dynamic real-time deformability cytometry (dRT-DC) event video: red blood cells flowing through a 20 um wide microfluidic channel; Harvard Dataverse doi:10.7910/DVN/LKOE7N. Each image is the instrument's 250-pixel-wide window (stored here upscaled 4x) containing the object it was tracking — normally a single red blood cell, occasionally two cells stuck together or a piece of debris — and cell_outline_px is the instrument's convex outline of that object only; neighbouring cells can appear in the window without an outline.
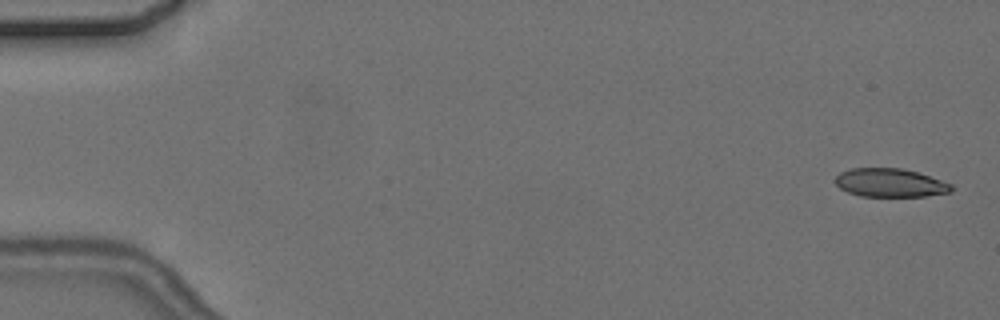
{"species": "common noctule bat (a hibernating species)", "species_latin": "Nyctalus noctula", "temperature_condition": "cold", "stored_images_in_passage": 6, "camera_frame_rate_fps": 3000, "um_per_image_px": 0.085, "animal": {"sex": "female", "body_mass_g": 24.6, "forearm_length_mm": 56.2}, "frame": {"image": 1, "passage_image": 1, "time_ms": 0.0, "image_size_px": [1000, 320], "cell_outline_px": [[956, 188], [952, 192], [924, 196], [860, 196], [848, 192], [840, 188], [836, 184], [836, 176], [840, 172], [852, 168], [904, 168], [952, 184]], "centroid_in_image_um": [75.68, 15.54], "position_along_channel_um": 9.3, "area_um2": 19.25}}
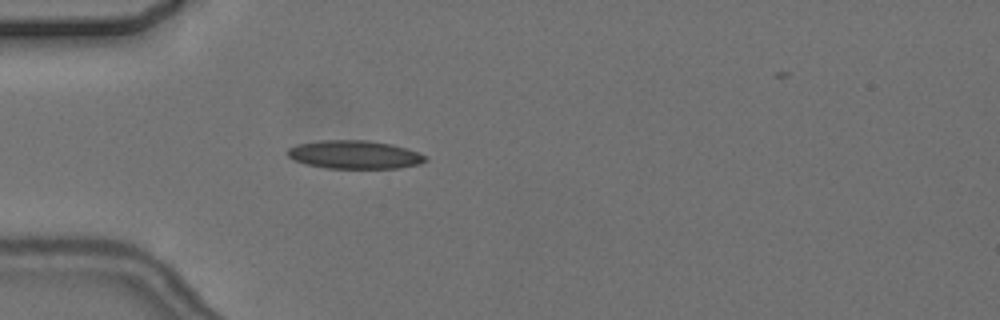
{"frame": {"image": 2, "passage_image": 5, "time_ms": 5.0, "image_size_px": [1000, 320], "cell_outline_px": [[428, 160], [420, 164], [400, 168], [328, 168], [308, 164], [296, 160], [288, 156], [288, 148], [296, 144], [320, 140], [368, 140], [392, 144], [408, 148], [428, 156]], "centroid_in_image_um": [30.2, 13.13], "position_along_channel_um": 54.8, "area_um2": 22.83}}